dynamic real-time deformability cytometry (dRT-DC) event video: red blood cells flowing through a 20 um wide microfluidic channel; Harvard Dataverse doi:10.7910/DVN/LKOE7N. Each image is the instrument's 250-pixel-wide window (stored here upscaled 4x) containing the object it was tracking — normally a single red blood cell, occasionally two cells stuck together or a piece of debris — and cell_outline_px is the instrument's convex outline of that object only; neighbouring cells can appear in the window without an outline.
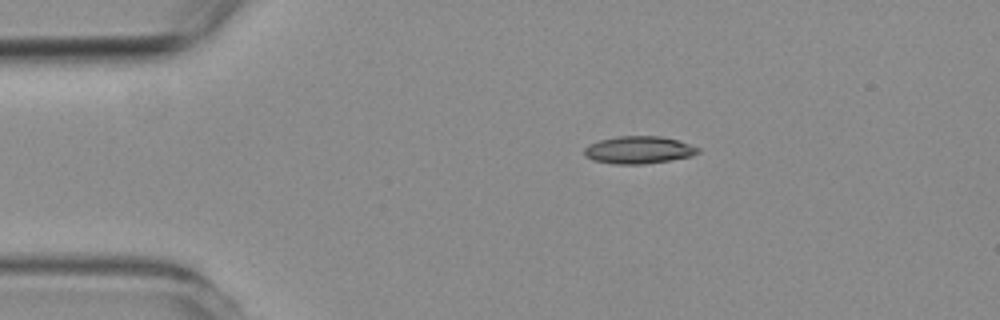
{"species": "common noctule bat (a hibernating species)", "species_latin": "Nyctalus noctula", "temperature_condition": "room temperature", "stored_images_in_passage": 6, "camera_frame_rate_fps": 3000, "um_per_image_px": 0.085, "animal": {"sex": "female", "body_mass_g": 19.3, "forearm_length_mm": 54.1}, "frame": {"image": 1, "passage_image": 1, "time_ms": 0.0, "image_size_px": [1000, 320], "cell_outline_px": [[700, 152], [688, 156], [668, 160], [644, 164], [612, 164], [592, 160], [584, 156], [584, 148], [588, 144], [600, 140], [616, 136], [660, 136], [676, 140], [700, 148]], "centroid_in_image_um": [54.21, 12.74], "position_along_channel_um": 30.8, "area_um2": 18.09}}
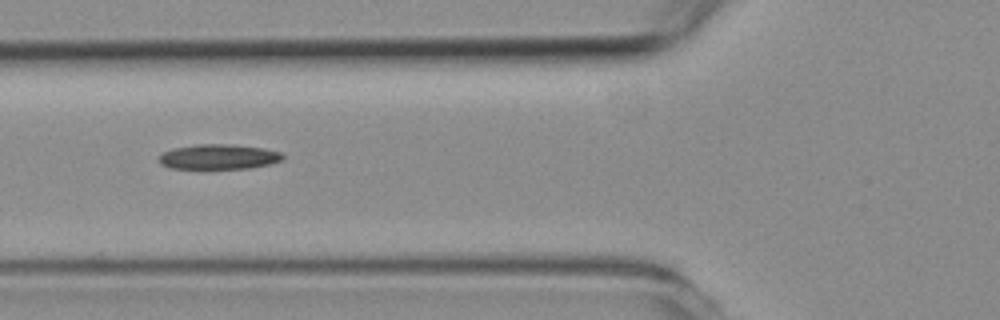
{"frame": {"image": 2, "passage_image": 4, "time_ms": 3.333, "image_size_px": [1000, 320], "cell_outline_px": [[284, 160], [268, 164], [248, 168], [168, 168], [160, 164], [160, 156], [164, 152], [172, 148], [200, 144], [228, 144], [264, 148], [280, 152], [284, 156]], "centroid_in_image_um": [18.59, 13.32], "position_along_channel_um": 107.2, "area_um2": 17.86}}
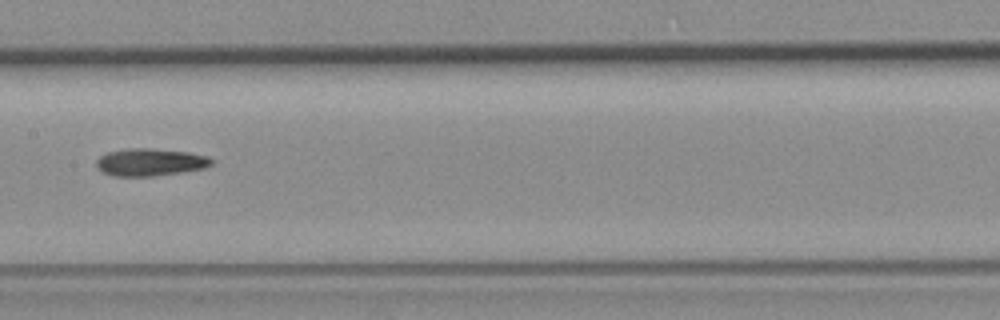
{"frame": {"image": 3, "passage_image": 6, "time_ms": 5.667, "image_size_px": [1000, 320], "cell_outline_px": [[212, 164], [204, 168], [180, 172], [152, 176], [112, 176], [96, 168], [96, 160], [100, 156], [108, 152], [124, 148], [152, 148], [188, 152], [208, 156], [212, 160]], "centroid_in_image_um": [12.73, 13.77], "position_along_channel_um": 194.7, "area_um2": 18.44}}